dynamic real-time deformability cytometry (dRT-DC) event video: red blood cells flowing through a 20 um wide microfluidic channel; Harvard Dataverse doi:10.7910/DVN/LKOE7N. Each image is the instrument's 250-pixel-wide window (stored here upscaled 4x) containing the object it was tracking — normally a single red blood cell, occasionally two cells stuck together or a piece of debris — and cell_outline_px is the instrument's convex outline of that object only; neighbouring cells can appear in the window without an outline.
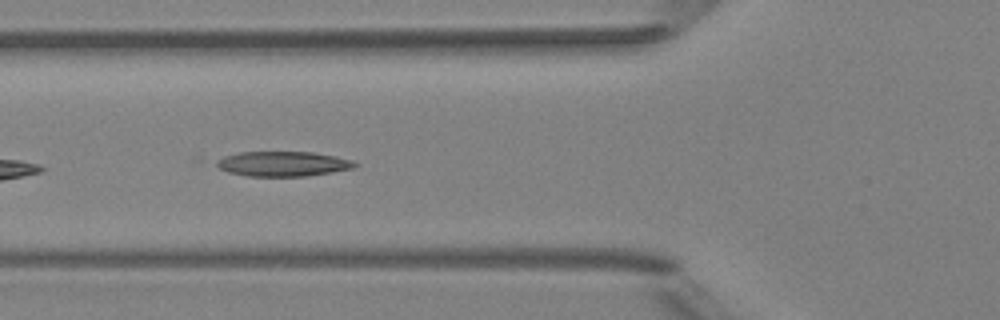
{"species": "Egyptian fruit bat (a non-hibernating species)", "species_latin": "Rousettus aegyptiacus", "temperature_condition": "room temperature", "stored_images_in_passage": 9, "camera_frame_rate_fps": 3000, "um_per_image_px": 0.085, "animal": {"sex": "female"}, "frame": {"image": 1, "passage_image": 6, "time_ms": 5.667, "image_size_px": [1000, 320], "cell_outline_px": [[356, 164], [352, 168], [332, 172], [308, 176], [248, 176], [228, 172], [220, 168], [216, 164], [216, 160], [224, 156], [240, 152], [312, 152], [336, 156], [352, 160]], "centroid_in_image_um": [24.03, 13.92], "position_along_channel_um": 101.8, "area_um2": 19.94}}
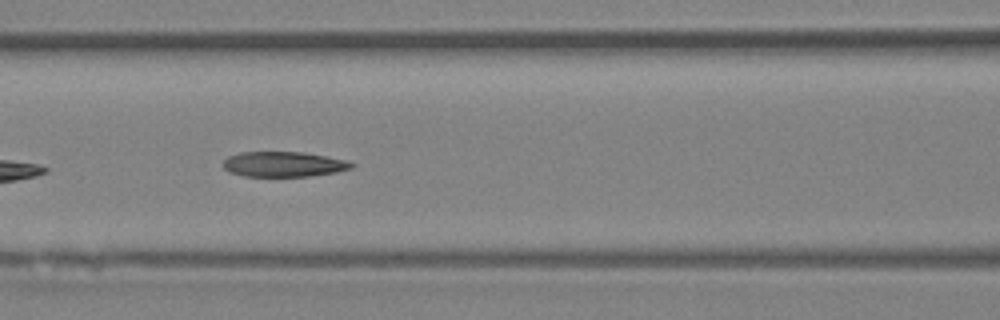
{"frame": {"image": 2, "passage_image": 7, "time_ms": 6.667, "image_size_px": [1000, 320], "cell_outline_px": [[356, 164], [352, 168], [336, 172], [312, 176], [244, 176], [228, 172], [224, 168], [224, 160], [228, 156], [240, 152], [304, 152], [348, 160]], "centroid_in_image_um": [24.13, 13.96], "position_along_channel_um": 142.5, "area_um2": 18.96}}
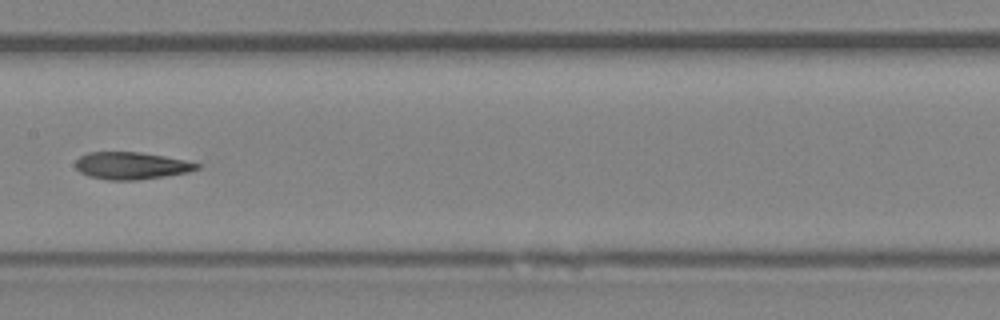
{"frame": {"image": 3, "passage_image": 8, "time_ms": 8.0, "image_size_px": [1000, 320], "cell_outline_px": [[200, 168], [188, 172], [164, 176], [136, 180], [108, 180], [88, 176], [80, 172], [76, 168], [76, 160], [80, 156], [88, 152], [140, 152], [164, 156], [184, 160], [200, 164]], "centroid_in_image_um": [11.14, 14.08], "position_along_channel_um": 196.3, "area_um2": 19.19}}